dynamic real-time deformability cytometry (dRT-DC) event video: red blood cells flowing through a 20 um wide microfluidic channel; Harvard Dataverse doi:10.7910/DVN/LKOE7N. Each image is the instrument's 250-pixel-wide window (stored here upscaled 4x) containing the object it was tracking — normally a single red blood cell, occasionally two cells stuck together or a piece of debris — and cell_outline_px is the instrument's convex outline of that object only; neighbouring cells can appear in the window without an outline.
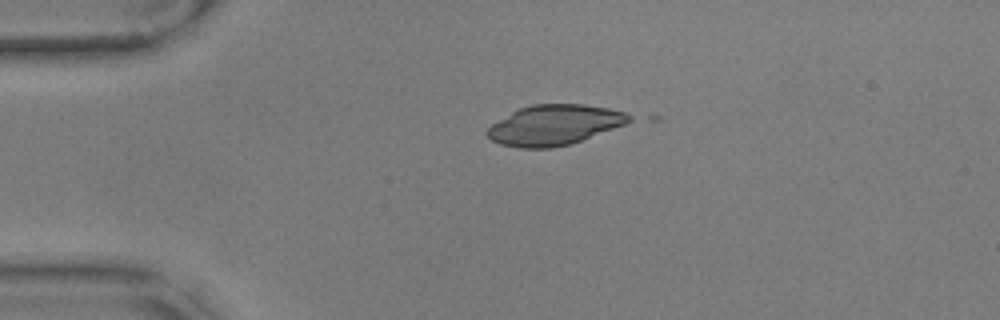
{"species": "common noctule bat (a hibernating species)", "species_latin": "Nyctalus noctula", "temperature_condition": "warm", "stored_images_in_passage": 2, "camera_frame_rate_fps": 3000, "um_per_image_px": 0.085, "animal": {"sex": "male", "body_mass_g": 17.9, "forearm_length_mm": 54.2}, "frame": {"image": 1, "passage_image": 1, "time_ms": 0.0, "image_size_px": [1000, 320], "cell_outline_px": [[632, 120], [624, 124], [572, 144], [552, 148], [520, 148], [500, 144], [492, 140], [484, 132], [492, 124], [512, 112], [520, 108], [532, 104], [584, 104], [608, 108], [624, 112], [632, 116]], "centroid_in_image_um": [47.1, 10.63], "position_along_channel_um": 37.9, "area_um2": 33.12}}